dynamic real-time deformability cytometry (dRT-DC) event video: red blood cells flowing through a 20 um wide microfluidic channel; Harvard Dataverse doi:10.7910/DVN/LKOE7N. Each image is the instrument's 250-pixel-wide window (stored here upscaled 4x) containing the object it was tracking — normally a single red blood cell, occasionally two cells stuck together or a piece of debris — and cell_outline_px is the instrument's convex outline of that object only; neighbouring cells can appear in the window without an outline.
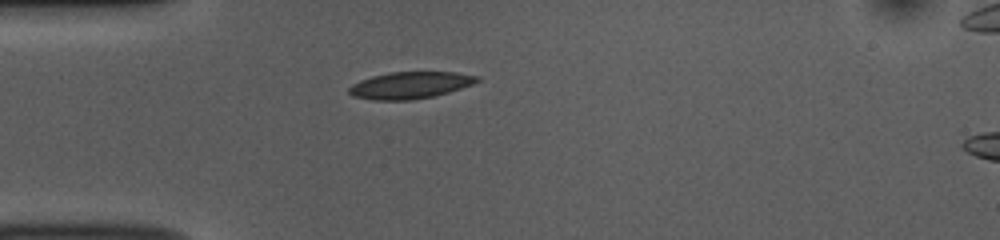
{"species": "common noctule bat (a hibernating species)", "species_latin": "Nyctalus noctula", "temperature_condition": "room temperature", "stored_images_in_passage": 27, "camera_frame_rate_fps": 3000, "um_per_image_px": 0.085, "animal": {"sex": "female", "body_mass_g": 10.0, "forearm_length_mm": 53.1}, "frame": {"image": 1, "passage_image": 1, "time_ms": 0.0, "image_size_px": [1000, 240], "cell_outline_px": [[480, 80], [472, 84], [436, 96], [412, 100], [372, 100], [352, 96], [348, 92], [348, 88], [352, 84], [360, 80], [372, 76], [392, 72], [456, 72], [480, 76]], "centroid_in_image_um": [34.85, 7.25], "position_along_channel_um": 50.2, "area_um2": 20.11}}
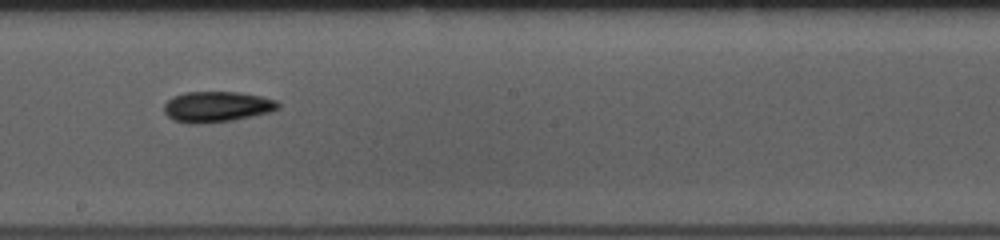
{"frame": {"image": 2, "passage_image": 16, "time_ms": 5.0, "image_size_px": [1000, 240], "cell_outline_px": [[280, 108], [268, 112], [232, 120], [196, 124], [188, 124], [172, 120], [164, 112], [164, 104], [172, 96], [184, 92], [240, 92], [260, 96], [276, 100], [280, 104]], "centroid_in_image_um": [18.39, 9.07], "position_along_channel_um": 229.8, "area_um2": 20.4}}
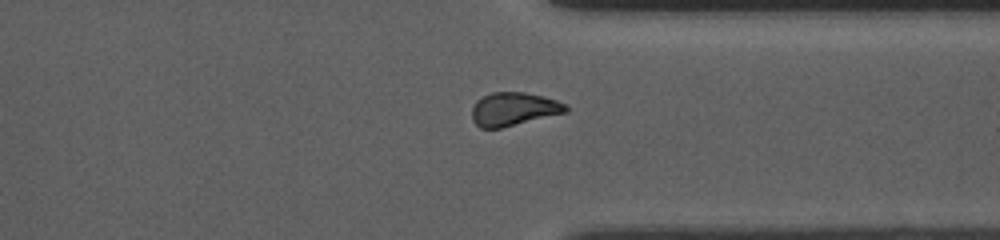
{"frame": {"image": 3, "passage_image": 27, "time_ms": 8.667, "image_size_px": [1000, 240], "cell_outline_px": [[568, 112], [500, 128], [480, 128], [472, 120], [472, 108], [476, 100], [492, 92], [524, 92], [544, 96], [568, 104]], "centroid_in_image_um": [43.68, 9.26], "position_along_channel_um": 367.7, "area_um2": 18.32}, "authors_computed_cell_mechanics": {"area_um2": 19.4786, "velocity_mm_per_s": 3.7878, "shape_relaxation_time_tau1_ms": 5.9437, "shape_relaxation_time_tau2_ms": 2.6738, "deformation_change_tau1": 0.1379, "deformation_change_tau2": 0.0788}}